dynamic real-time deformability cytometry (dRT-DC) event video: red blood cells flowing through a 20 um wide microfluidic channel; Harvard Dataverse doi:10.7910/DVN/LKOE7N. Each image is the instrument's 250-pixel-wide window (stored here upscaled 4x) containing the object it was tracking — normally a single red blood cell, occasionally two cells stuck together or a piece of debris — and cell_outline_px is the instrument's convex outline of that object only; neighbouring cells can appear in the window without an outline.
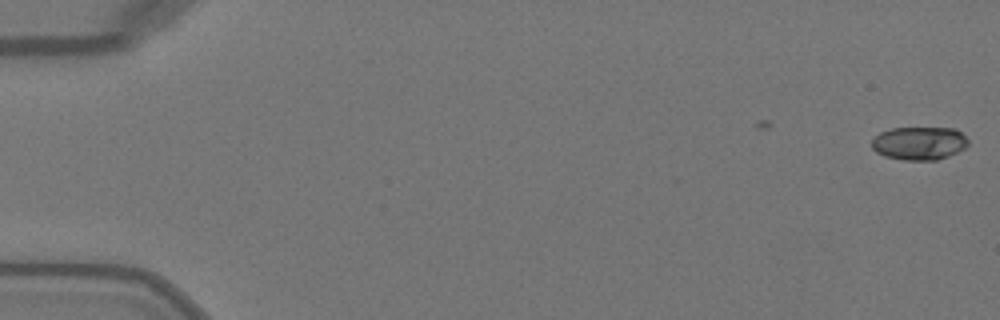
{"species": "Egyptian fruit bat (a non-hibernating species)", "species_latin": "Rousettus aegyptiacus", "temperature_condition": "warm", "stored_images_in_passage": 10, "camera_frame_rate_fps": 3000, "um_per_image_px": 0.085, "animal": {"sex": "female"}, "frame": {"image": 1, "passage_image": 1, "time_ms": 0.0, "image_size_px": [1000, 320], "cell_outline_px": [[968, 144], [964, 148], [948, 156], [936, 160], [904, 160], [884, 156], [876, 152], [872, 148], [872, 140], [880, 132], [892, 128], [956, 128], [968, 140]], "centroid_in_image_um": [78.12, 12.17], "position_along_channel_um": 6.9, "area_um2": 18.61}}